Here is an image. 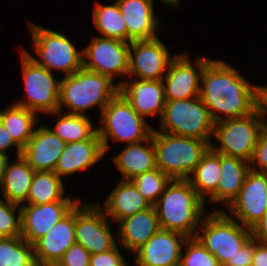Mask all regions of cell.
I'll list each match as a JSON object with an SVG mask.
<instances>
[{
  "instance_id": "obj_23",
  "label": "cell",
  "mask_w": 267,
  "mask_h": 266,
  "mask_svg": "<svg viewBox=\"0 0 267 266\" xmlns=\"http://www.w3.org/2000/svg\"><path fill=\"white\" fill-rule=\"evenodd\" d=\"M119 222L118 241L124 248L132 252L137 251L161 229L153 205Z\"/></svg>"
},
{
  "instance_id": "obj_20",
  "label": "cell",
  "mask_w": 267,
  "mask_h": 266,
  "mask_svg": "<svg viewBox=\"0 0 267 266\" xmlns=\"http://www.w3.org/2000/svg\"><path fill=\"white\" fill-rule=\"evenodd\" d=\"M66 146L65 141L54 134L51 129L40 126L23 148L22 156L34 171H53L61 153Z\"/></svg>"
},
{
  "instance_id": "obj_33",
  "label": "cell",
  "mask_w": 267,
  "mask_h": 266,
  "mask_svg": "<svg viewBox=\"0 0 267 266\" xmlns=\"http://www.w3.org/2000/svg\"><path fill=\"white\" fill-rule=\"evenodd\" d=\"M0 266H37L33 245L21 236L0 237Z\"/></svg>"
},
{
  "instance_id": "obj_45",
  "label": "cell",
  "mask_w": 267,
  "mask_h": 266,
  "mask_svg": "<svg viewBox=\"0 0 267 266\" xmlns=\"http://www.w3.org/2000/svg\"><path fill=\"white\" fill-rule=\"evenodd\" d=\"M8 162H9V157L7 156V154L0 153V187L4 178Z\"/></svg>"
},
{
  "instance_id": "obj_31",
  "label": "cell",
  "mask_w": 267,
  "mask_h": 266,
  "mask_svg": "<svg viewBox=\"0 0 267 266\" xmlns=\"http://www.w3.org/2000/svg\"><path fill=\"white\" fill-rule=\"evenodd\" d=\"M93 21L103 38L127 42V26L117 1L113 5L96 4L93 11Z\"/></svg>"
},
{
  "instance_id": "obj_24",
  "label": "cell",
  "mask_w": 267,
  "mask_h": 266,
  "mask_svg": "<svg viewBox=\"0 0 267 266\" xmlns=\"http://www.w3.org/2000/svg\"><path fill=\"white\" fill-rule=\"evenodd\" d=\"M221 177L210 201H222L227 207L238 196L250 169L248 161L220 154Z\"/></svg>"
},
{
  "instance_id": "obj_42",
  "label": "cell",
  "mask_w": 267,
  "mask_h": 266,
  "mask_svg": "<svg viewBox=\"0 0 267 266\" xmlns=\"http://www.w3.org/2000/svg\"><path fill=\"white\" fill-rule=\"evenodd\" d=\"M251 266H267V243L255 239V251Z\"/></svg>"
},
{
  "instance_id": "obj_6",
  "label": "cell",
  "mask_w": 267,
  "mask_h": 266,
  "mask_svg": "<svg viewBox=\"0 0 267 266\" xmlns=\"http://www.w3.org/2000/svg\"><path fill=\"white\" fill-rule=\"evenodd\" d=\"M160 132L211 142L214 122L201 98L166 101Z\"/></svg>"
},
{
  "instance_id": "obj_37",
  "label": "cell",
  "mask_w": 267,
  "mask_h": 266,
  "mask_svg": "<svg viewBox=\"0 0 267 266\" xmlns=\"http://www.w3.org/2000/svg\"><path fill=\"white\" fill-rule=\"evenodd\" d=\"M90 256L82 245L74 243L55 266H89Z\"/></svg>"
},
{
  "instance_id": "obj_12",
  "label": "cell",
  "mask_w": 267,
  "mask_h": 266,
  "mask_svg": "<svg viewBox=\"0 0 267 266\" xmlns=\"http://www.w3.org/2000/svg\"><path fill=\"white\" fill-rule=\"evenodd\" d=\"M129 45L130 43L118 39L94 37L82 51L83 68L112 80L115 75L127 76Z\"/></svg>"
},
{
  "instance_id": "obj_5",
  "label": "cell",
  "mask_w": 267,
  "mask_h": 266,
  "mask_svg": "<svg viewBox=\"0 0 267 266\" xmlns=\"http://www.w3.org/2000/svg\"><path fill=\"white\" fill-rule=\"evenodd\" d=\"M101 122L103 126L97 129L104 153L108 149L109 138L134 144L147 140L153 132V128L132 108L120 92L102 110Z\"/></svg>"
},
{
  "instance_id": "obj_18",
  "label": "cell",
  "mask_w": 267,
  "mask_h": 266,
  "mask_svg": "<svg viewBox=\"0 0 267 266\" xmlns=\"http://www.w3.org/2000/svg\"><path fill=\"white\" fill-rule=\"evenodd\" d=\"M185 235L160 229L134 253L138 266H180Z\"/></svg>"
},
{
  "instance_id": "obj_1",
  "label": "cell",
  "mask_w": 267,
  "mask_h": 266,
  "mask_svg": "<svg viewBox=\"0 0 267 266\" xmlns=\"http://www.w3.org/2000/svg\"><path fill=\"white\" fill-rule=\"evenodd\" d=\"M199 97L214 123L252 114L259 107V88L223 60L209 59L204 66ZM223 113L225 118L218 113Z\"/></svg>"
},
{
  "instance_id": "obj_26",
  "label": "cell",
  "mask_w": 267,
  "mask_h": 266,
  "mask_svg": "<svg viewBox=\"0 0 267 266\" xmlns=\"http://www.w3.org/2000/svg\"><path fill=\"white\" fill-rule=\"evenodd\" d=\"M144 142H148V147L142 145ZM113 161L122 173V180H131L138 174L157 168L153 132L145 141L128 144L113 158Z\"/></svg>"
},
{
  "instance_id": "obj_10",
  "label": "cell",
  "mask_w": 267,
  "mask_h": 266,
  "mask_svg": "<svg viewBox=\"0 0 267 266\" xmlns=\"http://www.w3.org/2000/svg\"><path fill=\"white\" fill-rule=\"evenodd\" d=\"M21 62L28 101L21 100L15 104L35 113L60 114V80L46 68L36 64L24 51H21Z\"/></svg>"
},
{
  "instance_id": "obj_43",
  "label": "cell",
  "mask_w": 267,
  "mask_h": 266,
  "mask_svg": "<svg viewBox=\"0 0 267 266\" xmlns=\"http://www.w3.org/2000/svg\"><path fill=\"white\" fill-rule=\"evenodd\" d=\"M252 238L267 243V210L264 216L251 229Z\"/></svg>"
},
{
  "instance_id": "obj_17",
  "label": "cell",
  "mask_w": 267,
  "mask_h": 266,
  "mask_svg": "<svg viewBox=\"0 0 267 266\" xmlns=\"http://www.w3.org/2000/svg\"><path fill=\"white\" fill-rule=\"evenodd\" d=\"M74 243L75 207L33 244L36 265L55 266Z\"/></svg>"
},
{
  "instance_id": "obj_30",
  "label": "cell",
  "mask_w": 267,
  "mask_h": 266,
  "mask_svg": "<svg viewBox=\"0 0 267 266\" xmlns=\"http://www.w3.org/2000/svg\"><path fill=\"white\" fill-rule=\"evenodd\" d=\"M64 187L61 178L53 171H35L29 194L28 204H46L56 201H72L64 197Z\"/></svg>"
},
{
  "instance_id": "obj_19",
  "label": "cell",
  "mask_w": 267,
  "mask_h": 266,
  "mask_svg": "<svg viewBox=\"0 0 267 266\" xmlns=\"http://www.w3.org/2000/svg\"><path fill=\"white\" fill-rule=\"evenodd\" d=\"M119 92L132 108L145 119V116L159 114L160 119L166 103L163 80H137L128 83L121 81Z\"/></svg>"
},
{
  "instance_id": "obj_16",
  "label": "cell",
  "mask_w": 267,
  "mask_h": 266,
  "mask_svg": "<svg viewBox=\"0 0 267 266\" xmlns=\"http://www.w3.org/2000/svg\"><path fill=\"white\" fill-rule=\"evenodd\" d=\"M75 201H56L46 204L21 205V237L34 244L66 216L77 204Z\"/></svg>"
},
{
  "instance_id": "obj_4",
  "label": "cell",
  "mask_w": 267,
  "mask_h": 266,
  "mask_svg": "<svg viewBox=\"0 0 267 266\" xmlns=\"http://www.w3.org/2000/svg\"><path fill=\"white\" fill-rule=\"evenodd\" d=\"M156 165L173 179H188L210 143L193 137L178 136L153 129Z\"/></svg>"
},
{
  "instance_id": "obj_39",
  "label": "cell",
  "mask_w": 267,
  "mask_h": 266,
  "mask_svg": "<svg viewBox=\"0 0 267 266\" xmlns=\"http://www.w3.org/2000/svg\"><path fill=\"white\" fill-rule=\"evenodd\" d=\"M122 254L119 252L117 245L106 252L92 254L90 256L89 266H125Z\"/></svg>"
},
{
  "instance_id": "obj_27",
  "label": "cell",
  "mask_w": 267,
  "mask_h": 266,
  "mask_svg": "<svg viewBox=\"0 0 267 266\" xmlns=\"http://www.w3.org/2000/svg\"><path fill=\"white\" fill-rule=\"evenodd\" d=\"M34 173L33 168L22 155L18 156L17 161L12 164L8 162L1 184L4 199L20 206L23 202H27Z\"/></svg>"
},
{
  "instance_id": "obj_34",
  "label": "cell",
  "mask_w": 267,
  "mask_h": 266,
  "mask_svg": "<svg viewBox=\"0 0 267 266\" xmlns=\"http://www.w3.org/2000/svg\"><path fill=\"white\" fill-rule=\"evenodd\" d=\"M172 179L159 168L136 175L131 181L138 192L154 205Z\"/></svg>"
},
{
  "instance_id": "obj_44",
  "label": "cell",
  "mask_w": 267,
  "mask_h": 266,
  "mask_svg": "<svg viewBox=\"0 0 267 266\" xmlns=\"http://www.w3.org/2000/svg\"><path fill=\"white\" fill-rule=\"evenodd\" d=\"M259 108L262 111L263 116L267 112V86L259 88Z\"/></svg>"
},
{
  "instance_id": "obj_14",
  "label": "cell",
  "mask_w": 267,
  "mask_h": 266,
  "mask_svg": "<svg viewBox=\"0 0 267 266\" xmlns=\"http://www.w3.org/2000/svg\"><path fill=\"white\" fill-rule=\"evenodd\" d=\"M228 208L244 227L252 229L267 210V174L250 170Z\"/></svg>"
},
{
  "instance_id": "obj_36",
  "label": "cell",
  "mask_w": 267,
  "mask_h": 266,
  "mask_svg": "<svg viewBox=\"0 0 267 266\" xmlns=\"http://www.w3.org/2000/svg\"><path fill=\"white\" fill-rule=\"evenodd\" d=\"M19 206L0 199V237L21 236V210L18 217L14 216Z\"/></svg>"
},
{
  "instance_id": "obj_35",
  "label": "cell",
  "mask_w": 267,
  "mask_h": 266,
  "mask_svg": "<svg viewBox=\"0 0 267 266\" xmlns=\"http://www.w3.org/2000/svg\"><path fill=\"white\" fill-rule=\"evenodd\" d=\"M184 247L187 251L185 256L181 254L180 266H221L196 237L188 238Z\"/></svg>"
},
{
  "instance_id": "obj_46",
  "label": "cell",
  "mask_w": 267,
  "mask_h": 266,
  "mask_svg": "<svg viewBox=\"0 0 267 266\" xmlns=\"http://www.w3.org/2000/svg\"><path fill=\"white\" fill-rule=\"evenodd\" d=\"M166 5L173 6L176 5L180 0H162Z\"/></svg>"
},
{
  "instance_id": "obj_13",
  "label": "cell",
  "mask_w": 267,
  "mask_h": 266,
  "mask_svg": "<svg viewBox=\"0 0 267 266\" xmlns=\"http://www.w3.org/2000/svg\"><path fill=\"white\" fill-rule=\"evenodd\" d=\"M172 59L158 37L132 41L129 45L128 76H138L142 80H163Z\"/></svg>"
},
{
  "instance_id": "obj_32",
  "label": "cell",
  "mask_w": 267,
  "mask_h": 266,
  "mask_svg": "<svg viewBox=\"0 0 267 266\" xmlns=\"http://www.w3.org/2000/svg\"><path fill=\"white\" fill-rule=\"evenodd\" d=\"M51 131L67 144L91 139L98 132V129L93 128V124L86 114L67 113L57 119L54 130Z\"/></svg>"
},
{
  "instance_id": "obj_2",
  "label": "cell",
  "mask_w": 267,
  "mask_h": 266,
  "mask_svg": "<svg viewBox=\"0 0 267 266\" xmlns=\"http://www.w3.org/2000/svg\"><path fill=\"white\" fill-rule=\"evenodd\" d=\"M153 206L161 229L196 236L205 202L187 179L171 180Z\"/></svg>"
},
{
  "instance_id": "obj_9",
  "label": "cell",
  "mask_w": 267,
  "mask_h": 266,
  "mask_svg": "<svg viewBox=\"0 0 267 266\" xmlns=\"http://www.w3.org/2000/svg\"><path fill=\"white\" fill-rule=\"evenodd\" d=\"M30 28L33 50L38 54L39 60L27 51H23L36 64L51 73L53 70H61L65 72V76H69L83 67L82 51L79 53L67 37L38 25L30 24Z\"/></svg>"
},
{
  "instance_id": "obj_7",
  "label": "cell",
  "mask_w": 267,
  "mask_h": 266,
  "mask_svg": "<svg viewBox=\"0 0 267 266\" xmlns=\"http://www.w3.org/2000/svg\"><path fill=\"white\" fill-rule=\"evenodd\" d=\"M264 117L258 107L252 114L214 123L213 136L221 146L210 148L224 156L250 161L255 145L264 129Z\"/></svg>"
},
{
  "instance_id": "obj_11",
  "label": "cell",
  "mask_w": 267,
  "mask_h": 266,
  "mask_svg": "<svg viewBox=\"0 0 267 266\" xmlns=\"http://www.w3.org/2000/svg\"><path fill=\"white\" fill-rule=\"evenodd\" d=\"M75 240L91 255L106 252L116 246L109 222L100 203L75 206Z\"/></svg>"
},
{
  "instance_id": "obj_41",
  "label": "cell",
  "mask_w": 267,
  "mask_h": 266,
  "mask_svg": "<svg viewBox=\"0 0 267 266\" xmlns=\"http://www.w3.org/2000/svg\"><path fill=\"white\" fill-rule=\"evenodd\" d=\"M17 147L18 156L22 155L23 149L14 141L12 135L0 122V153L7 154L10 147Z\"/></svg>"
},
{
  "instance_id": "obj_3",
  "label": "cell",
  "mask_w": 267,
  "mask_h": 266,
  "mask_svg": "<svg viewBox=\"0 0 267 266\" xmlns=\"http://www.w3.org/2000/svg\"><path fill=\"white\" fill-rule=\"evenodd\" d=\"M119 90L120 86L114 85L110 77L82 67L60 80L58 111L61 112L65 104L71 109L69 114L84 115L86 110L96 105L102 112Z\"/></svg>"
},
{
  "instance_id": "obj_22",
  "label": "cell",
  "mask_w": 267,
  "mask_h": 266,
  "mask_svg": "<svg viewBox=\"0 0 267 266\" xmlns=\"http://www.w3.org/2000/svg\"><path fill=\"white\" fill-rule=\"evenodd\" d=\"M105 155L98 132L87 140L67 143L54 172L61 176L74 174L96 164Z\"/></svg>"
},
{
  "instance_id": "obj_28",
  "label": "cell",
  "mask_w": 267,
  "mask_h": 266,
  "mask_svg": "<svg viewBox=\"0 0 267 266\" xmlns=\"http://www.w3.org/2000/svg\"><path fill=\"white\" fill-rule=\"evenodd\" d=\"M192 174L193 177L190 176L187 180L198 196L206 202L208 194L211 196L216 191L221 177L220 154L209 148Z\"/></svg>"
},
{
  "instance_id": "obj_15",
  "label": "cell",
  "mask_w": 267,
  "mask_h": 266,
  "mask_svg": "<svg viewBox=\"0 0 267 266\" xmlns=\"http://www.w3.org/2000/svg\"><path fill=\"white\" fill-rule=\"evenodd\" d=\"M208 60L205 57H199L196 60L198 73L186 53L173 56L167 73L163 77L166 101L198 97L201 74Z\"/></svg>"
},
{
  "instance_id": "obj_8",
  "label": "cell",
  "mask_w": 267,
  "mask_h": 266,
  "mask_svg": "<svg viewBox=\"0 0 267 266\" xmlns=\"http://www.w3.org/2000/svg\"><path fill=\"white\" fill-rule=\"evenodd\" d=\"M204 218L201 224L204 235L197 232L195 237L216 257L221 266L252 238L250 228L239 225L224 211H214Z\"/></svg>"
},
{
  "instance_id": "obj_38",
  "label": "cell",
  "mask_w": 267,
  "mask_h": 266,
  "mask_svg": "<svg viewBox=\"0 0 267 266\" xmlns=\"http://www.w3.org/2000/svg\"><path fill=\"white\" fill-rule=\"evenodd\" d=\"M264 131L259 136L252 157L249 161L250 169L259 173L267 174V122L264 121ZM260 167L258 170L255 166ZM254 165V166H252Z\"/></svg>"
},
{
  "instance_id": "obj_40",
  "label": "cell",
  "mask_w": 267,
  "mask_h": 266,
  "mask_svg": "<svg viewBox=\"0 0 267 266\" xmlns=\"http://www.w3.org/2000/svg\"><path fill=\"white\" fill-rule=\"evenodd\" d=\"M255 251V239L251 238L233 257L223 266H251Z\"/></svg>"
},
{
  "instance_id": "obj_29",
  "label": "cell",
  "mask_w": 267,
  "mask_h": 266,
  "mask_svg": "<svg viewBox=\"0 0 267 266\" xmlns=\"http://www.w3.org/2000/svg\"><path fill=\"white\" fill-rule=\"evenodd\" d=\"M37 117L34 111L18 106L15 103L0 111V122L22 149L33 136Z\"/></svg>"
},
{
  "instance_id": "obj_21",
  "label": "cell",
  "mask_w": 267,
  "mask_h": 266,
  "mask_svg": "<svg viewBox=\"0 0 267 266\" xmlns=\"http://www.w3.org/2000/svg\"><path fill=\"white\" fill-rule=\"evenodd\" d=\"M127 26V42L151 40L159 28L153 0H116Z\"/></svg>"
},
{
  "instance_id": "obj_25",
  "label": "cell",
  "mask_w": 267,
  "mask_h": 266,
  "mask_svg": "<svg viewBox=\"0 0 267 266\" xmlns=\"http://www.w3.org/2000/svg\"><path fill=\"white\" fill-rule=\"evenodd\" d=\"M105 214L113 221H120L151 207L131 180H120L104 202Z\"/></svg>"
}]
</instances>
